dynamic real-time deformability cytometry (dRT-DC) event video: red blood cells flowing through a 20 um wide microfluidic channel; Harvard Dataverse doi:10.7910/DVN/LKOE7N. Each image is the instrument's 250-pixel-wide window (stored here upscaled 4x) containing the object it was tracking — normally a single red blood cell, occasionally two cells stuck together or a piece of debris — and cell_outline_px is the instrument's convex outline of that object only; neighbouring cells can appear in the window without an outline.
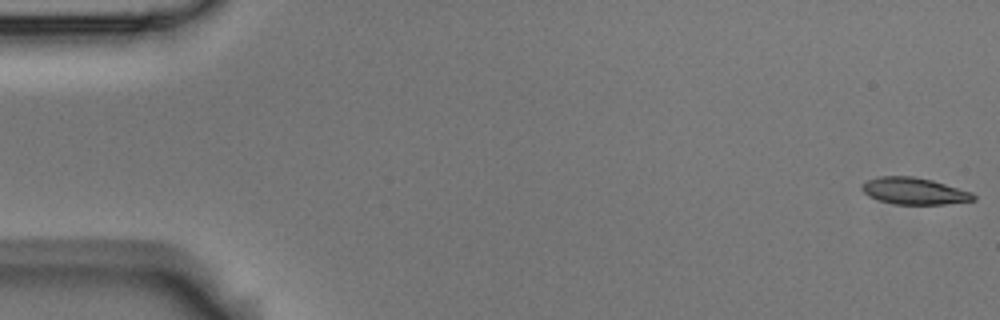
{"species": "Egyptian fruit bat (a non-hibernating species)", "species_latin": "Rousettus aegyptiacus", "temperature_condition": "room temperature", "stored_images_in_passage": 8, "camera_frame_rate_fps": 3000, "um_per_image_px": 0.085, "animal": {"sex": "male"}, "frame": {"image": 1, "passage_image": 1, "time_ms": 0.0, "image_size_px": [1000, 320], "cell_outline_px": [[976, 200], [944, 204], [896, 204], [880, 200], [868, 196], [860, 188], [860, 184], [868, 180], [880, 176], [912, 176], [932, 180], [972, 192], [976, 196]], "centroid_in_image_um": [77.7, 16.23], "position_along_channel_um": 7.3, "area_um2": 17.34}}
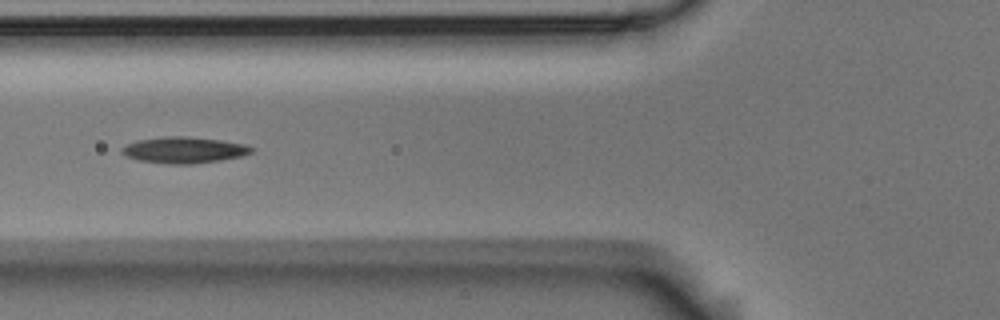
{"frame": {"image": 2, "passage_image": 6, "time_ms": 1.667, "image_size_px": [1000, 320], "cell_outline_px": [[256, 148], [252, 152], [244, 156], [220, 160], [192, 164], [172, 164], [140, 160], [128, 156], [120, 152], [120, 148], [136, 140], [168, 136], [188, 136], [220, 140], [244, 144]], "centroid_in_image_um": [15.68, 12.74], "position_along_channel_um": 110.1, "area_um2": 19.77}}
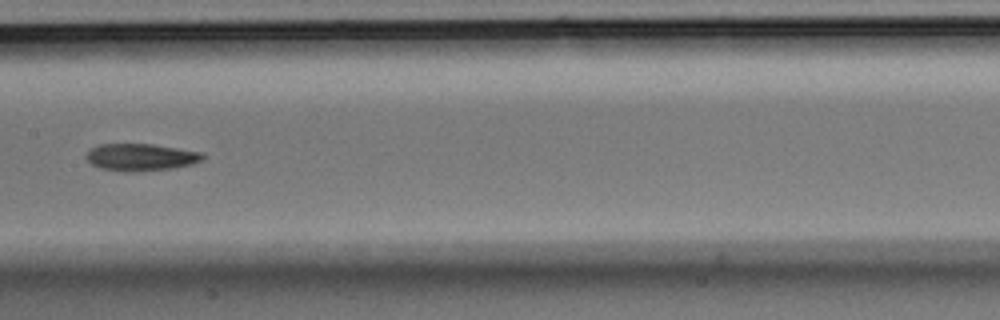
{"frame": {"image": 3, "passage_image": 8, "time_ms": 2.333, "image_size_px": [1000, 320], "cell_outline_px": [[204, 160], [192, 164], [176, 168], [136, 172], [132, 172], [100, 168], [92, 164], [84, 156], [92, 148], [100, 144], [152, 144], [204, 152]], "centroid_in_image_um": [12.02, 13.36], "position_along_channel_um": 195.4, "area_um2": 18.55}}